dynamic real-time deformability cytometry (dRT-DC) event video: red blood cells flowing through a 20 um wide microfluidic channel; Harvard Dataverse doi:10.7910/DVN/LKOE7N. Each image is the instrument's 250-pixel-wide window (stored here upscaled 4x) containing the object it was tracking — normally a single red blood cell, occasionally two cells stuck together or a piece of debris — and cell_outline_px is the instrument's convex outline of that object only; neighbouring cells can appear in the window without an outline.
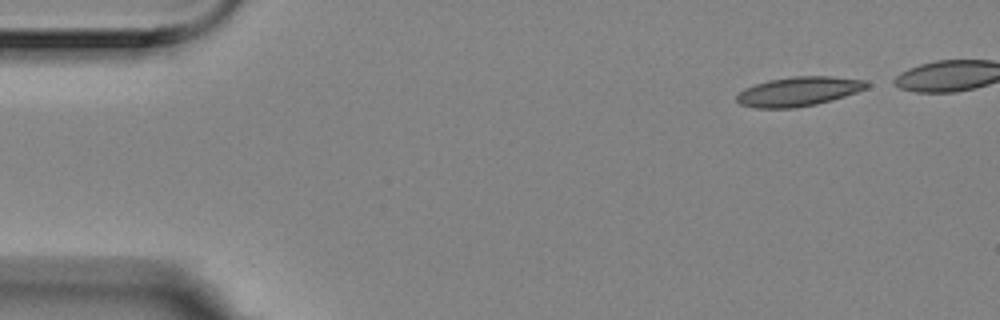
{"species": "Egyptian fruit bat (a non-hibernating species)", "species_latin": "Rousettus aegyptiacus", "temperature_condition": "room temperature", "stored_images_in_passage": 5, "camera_frame_rate_fps": 3000, "um_per_image_px": 0.085, "animal": {"sex": "female"}, "frame": {"image": 1, "passage_image": 1, "time_ms": 0.0, "image_size_px": [1000, 320], "cell_outline_px": [[868, 88], [832, 100], [816, 104], [796, 108], [756, 108], [740, 104], [736, 100], [736, 96], [744, 88], [768, 80], [792, 76], [832, 76], [868, 80]], "centroid_in_image_um": [67.89, 7.77], "position_along_channel_um": 17.1, "area_um2": 22.31}}